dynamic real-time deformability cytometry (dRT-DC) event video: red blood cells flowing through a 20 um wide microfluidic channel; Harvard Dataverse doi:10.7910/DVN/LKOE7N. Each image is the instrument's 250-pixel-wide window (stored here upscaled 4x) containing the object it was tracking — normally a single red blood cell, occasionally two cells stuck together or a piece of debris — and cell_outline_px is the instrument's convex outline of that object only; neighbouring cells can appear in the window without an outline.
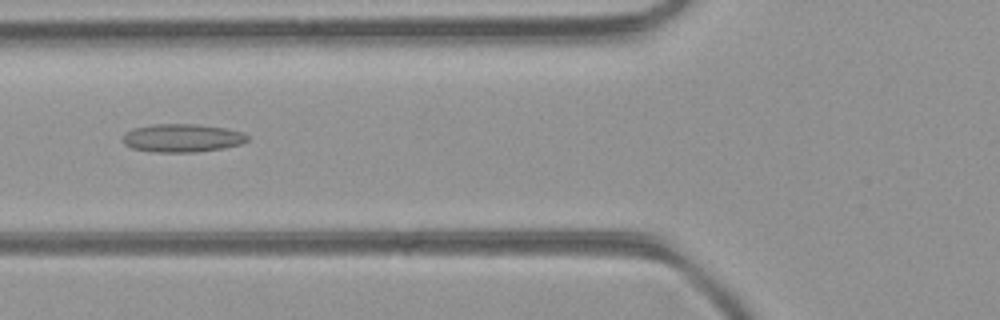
{"species": "common noctule bat (a hibernating species)", "species_latin": "Nyctalus noctula", "temperature_condition": "room temperature", "stored_images_in_passage": 4, "camera_frame_rate_fps": 3000, "um_per_image_px": 0.085, "animal": {"sex": "female", "body_mass_g": 21.9}, "frame": {"image": 1, "passage_image": 4, "time_ms": 1.0, "image_size_px": [1000, 320], "cell_outline_px": [[248, 140], [240, 144], [224, 148], [196, 152], [152, 152], [132, 148], [124, 144], [124, 132], [132, 128], [152, 124], [196, 124], [224, 128], [244, 132], [248, 136]], "centroid_in_image_um": [15.47, 11.73], "position_along_channel_um": 110.3, "area_um2": 20.58}}